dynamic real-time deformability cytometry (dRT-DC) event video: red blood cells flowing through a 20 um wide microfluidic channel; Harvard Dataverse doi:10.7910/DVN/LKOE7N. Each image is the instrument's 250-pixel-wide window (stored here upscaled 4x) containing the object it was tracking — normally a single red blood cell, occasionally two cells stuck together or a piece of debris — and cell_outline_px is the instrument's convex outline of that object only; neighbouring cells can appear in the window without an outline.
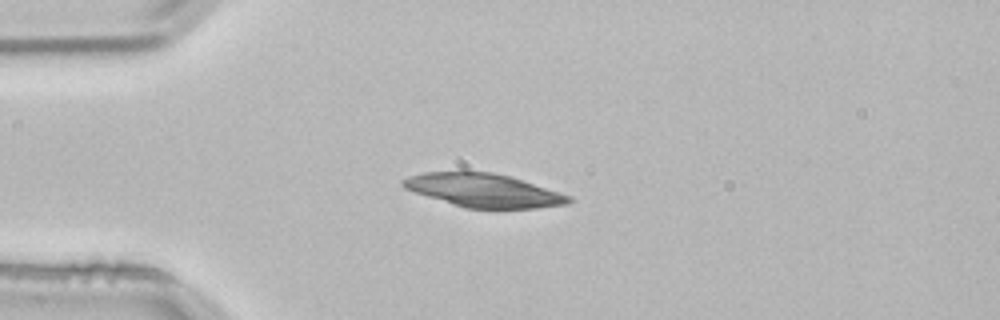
{"species": "common noctule bat (a hibernating species)", "species_latin": "Nyctalus noctula", "temperature_condition": "room temperature", "stored_images_in_passage": 1, "camera_frame_rate_fps": 3000, "um_per_image_px": 0.085, "animal": {"sex": "male", "body_mass_g": 21.5, "forearm_length_mm": 52.0}, "frame": {"image": 1, "passage_image": 1, "time_ms": 0.0, "image_size_px": [1000, 320], "cell_outline_px": [[576, 200], [568, 204], [536, 208], [464, 208], [404, 188], [400, 184], [400, 180], [408, 176], [424, 172], [492, 172], [512, 176], [572, 196]], "centroid_in_image_um": [41.16, 16.18], "position_along_channel_um": 43.8, "area_um2": 32.31}}